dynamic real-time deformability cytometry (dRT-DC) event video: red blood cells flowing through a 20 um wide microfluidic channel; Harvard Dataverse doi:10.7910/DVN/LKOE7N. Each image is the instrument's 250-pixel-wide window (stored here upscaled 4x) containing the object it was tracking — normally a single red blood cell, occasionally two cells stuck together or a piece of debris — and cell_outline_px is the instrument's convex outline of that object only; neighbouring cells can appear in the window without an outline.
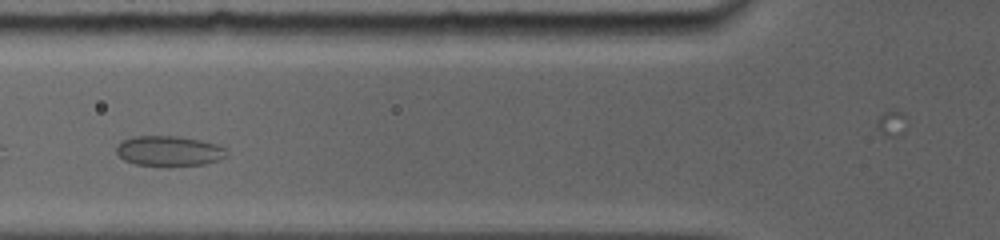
{"species": "common noctule bat (a hibernating species)", "species_latin": "Nyctalus noctula", "temperature_condition": "room temperature", "stored_images_in_passage": 21, "camera_frame_rate_fps": 5000, "um_per_image_px": 0.085, "animal": {"sex": "female", "body_mass_g": 19.0, "forearm_length_mm": 56.7}, "frame": {"image": 1, "passage_image": 7, "time_ms": 4.0, "image_size_px": [1000, 240], "cell_outline_px": [[228, 156], [204, 164], [172, 168], [168, 168], [136, 164], [124, 160], [116, 152], [116, 148], [120, 140], [132, 136], [180, 136], [200, 140], [216, 144], [224, 148], [228, 152]], "centroid_in_image_um": [14.35, 12.86], "position_along_channel_um": 111.5, "area_um2": 20.0}}
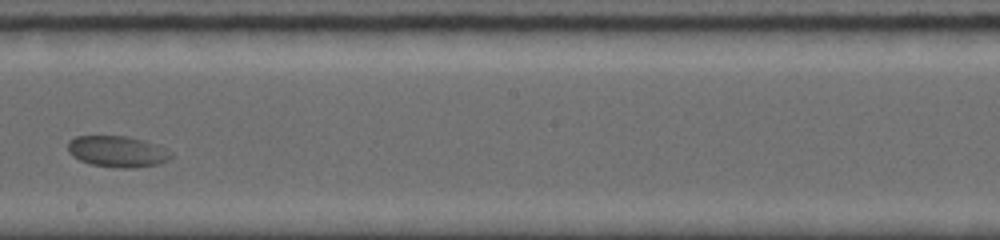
{"frame": {"image": 2, "passage_image": 12, "time_ms": 7.4, "image_size_px": [1000, 240], "cell_outline_px": [[172, 156], [168, 160], [156, 164], [136, 168], [116, 168], [92, 164], [80, 160], [72, 156], [68, 152], [68, 140], [76, 136], [128, 136], [144, 140], [164, 148], [172, 152]], "centroid_in_image_um": [9.96, 12.87], "position_along_channel_um": 238.2, "area_um2": 18.79}}
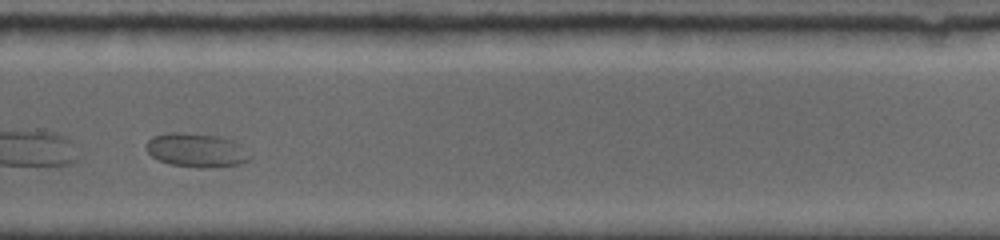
{"frame": {"image": 3, "passage_image": 15, "time_ms": 9.4, "image_size_px": [1000, 240], "cell_outline_px": [[252, 156], [248, 160], [240, 164], [212, 168], [200, 168], [172, 164], [160, 160], [152, 156], [148, 152], [144, 144], [152, 136], [168, 132], [184, 132], [220, 136], [232, 140]], "centroid_in_image_um": [16.67, 12.76], "position_along_channel_um": 313.1, "area_um2": 20.52}}